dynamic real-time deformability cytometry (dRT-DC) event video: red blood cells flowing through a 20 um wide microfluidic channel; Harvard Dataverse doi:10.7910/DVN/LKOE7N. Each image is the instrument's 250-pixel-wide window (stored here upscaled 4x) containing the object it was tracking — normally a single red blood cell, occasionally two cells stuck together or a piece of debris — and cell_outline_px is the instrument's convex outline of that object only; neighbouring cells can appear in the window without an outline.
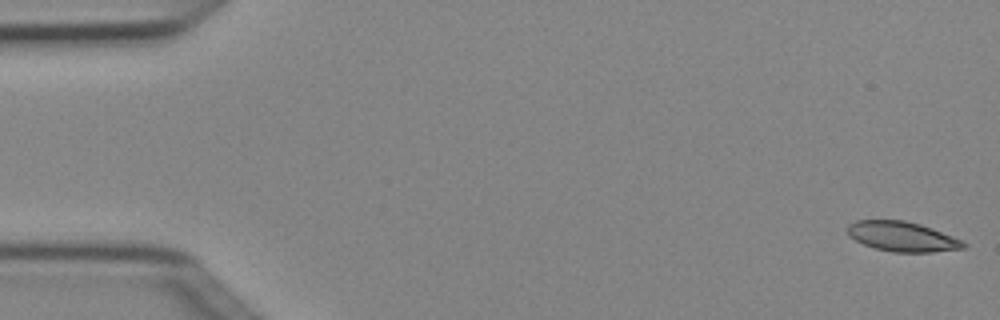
{"species": "Egyptian fruit bat (a non-hibernating species)", "species_latin": "Rousettus aegyptiacus", "temperature_condition": "cold", "stored_images_in_passage": 5, "camera_frame_rate_fps": 3000, "um_per_image_px": 0.085, "animal": {"sex": "female"}, "frame": {"image": 1, "passage_image": 1, "time_ms": 0.0, "image_size_px": [1000, 320], "cell_outline_px": [[968, 244], [964, 248], [932, 252], [892, 252], [876, 248], [864, 244], [848, 236], [848, 224], [856, 220], [904, 220], [920, 224], [952, 236]], "centroid_in_image_um": [76.67, 20.1], "position_along_channel_um": 8.3, "area_um2": 20.0}}
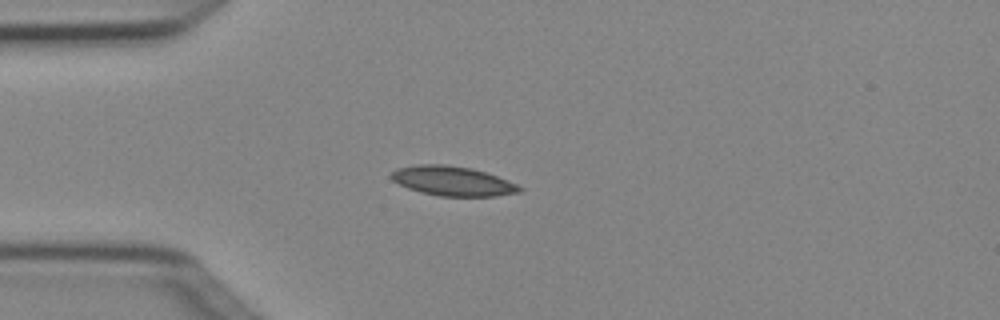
{"frame": {"image": 2, "passage_image": 4, "time_ms": 1.0, "image_size_px": [1000, 320], "cell_outline_px": [[524, 188], [520, 192], [496, 196], [440, 196], [420, 192], [408, 188], [392, 180], [388, 176], [396, 168], [416, 164], [448, 164], [472, 168], [508, 180]], "centroid_in_image_um": [38.45, 15.38], "position_along_channel_um": 46.6, "area_um2": 22.2}}